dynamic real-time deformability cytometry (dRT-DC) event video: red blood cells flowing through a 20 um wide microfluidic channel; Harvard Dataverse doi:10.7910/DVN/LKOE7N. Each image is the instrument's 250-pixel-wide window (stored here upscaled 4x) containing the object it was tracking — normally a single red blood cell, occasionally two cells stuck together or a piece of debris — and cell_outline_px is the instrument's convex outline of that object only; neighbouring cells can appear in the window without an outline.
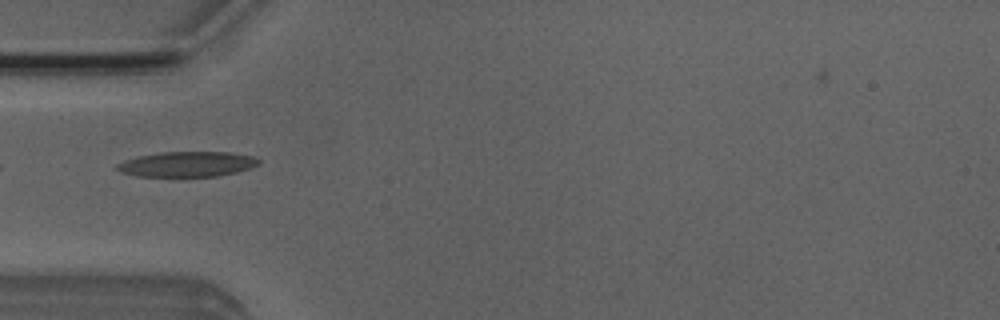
{"species": "Egyptian fruit bat (a non-hibernating species)", "species_latin": "Rousettus aegyptiacus", "temperature_condition": "room temperature", "stored_images_in_passage": 7, "camera_frame_rate_fps": 3000, "um_per_image_px": 0.085, "animal": {"sex": "male"}, "frame": {"image": 1, "passage_image": 4, "time_ms": 1.0, "image_size_px": [1000, 320], "cell_outline_px": [[260, 164], [236, 172], [216, 176], [136, 176], [120, 172], [116, 168], [116, 164], [124, 160], [136, 156], [160, 152], [228, 152], [252, 156], [260, 160]], "centroid_in_image_um": [15.86, 13.95], "position_along_channel_um": 69.1, "area_um2": 20.75}}
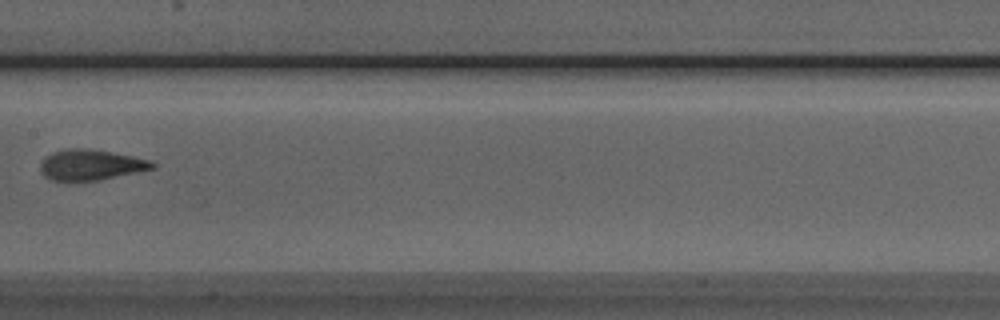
{"frame": {"image": 2, "passage_image": 7, "time_ms": 2.0, "image_size_px": [1000, 320], "cell_outline_px": [[156, 168], [100, 180], [52, 180], [44, 176], [40, 172], [40, 164], [44, 156], [52, 152], [68, 148], [88, 148], [112, 152], [152, 160], [156, 164]], "centroid_in_image_um": [7.72, 14.0], "position_along_channel_um": 199.7, "area_um2": 20.11}}